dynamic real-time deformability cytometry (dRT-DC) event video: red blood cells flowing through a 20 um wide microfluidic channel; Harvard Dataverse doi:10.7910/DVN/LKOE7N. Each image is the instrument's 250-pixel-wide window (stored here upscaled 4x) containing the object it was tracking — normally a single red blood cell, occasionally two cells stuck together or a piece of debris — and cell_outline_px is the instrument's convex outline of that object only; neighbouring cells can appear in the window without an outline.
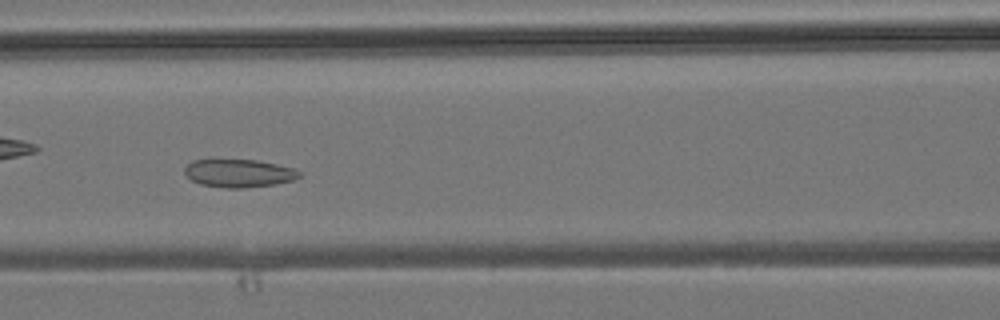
{"species": "common noctule bat (a hibernating species)", "species_latin": "Nyctalus noctula", "temperature_condition": "room temperature", "stored_images_in_passage": 4, "camera_frame_rate_fps": 3000, "um_per_image_px": 0.085, "animal": {"sex": "male", "body_mass_g": 19.2, "forearm_length_mm": 51.8}, "frame": {"image": 1, "passage_image": 4, "time_ms": 3.333, "image_size_px": [1000, 320], "cell_outline_px": [[300, 176], [292, 180], [276, 184], [244, 188], [224, 188], [200, 184], [192, 180], [184, 172], [184, 168], [192, 160], [208, 156], [212, 156], [256, 160], [276, 164], [292, 168], [300, 172]], "centroid_in_image_um": [20.2, 14.67], "position_along_channel_um": 146.4, "area_um2": 19.54}}